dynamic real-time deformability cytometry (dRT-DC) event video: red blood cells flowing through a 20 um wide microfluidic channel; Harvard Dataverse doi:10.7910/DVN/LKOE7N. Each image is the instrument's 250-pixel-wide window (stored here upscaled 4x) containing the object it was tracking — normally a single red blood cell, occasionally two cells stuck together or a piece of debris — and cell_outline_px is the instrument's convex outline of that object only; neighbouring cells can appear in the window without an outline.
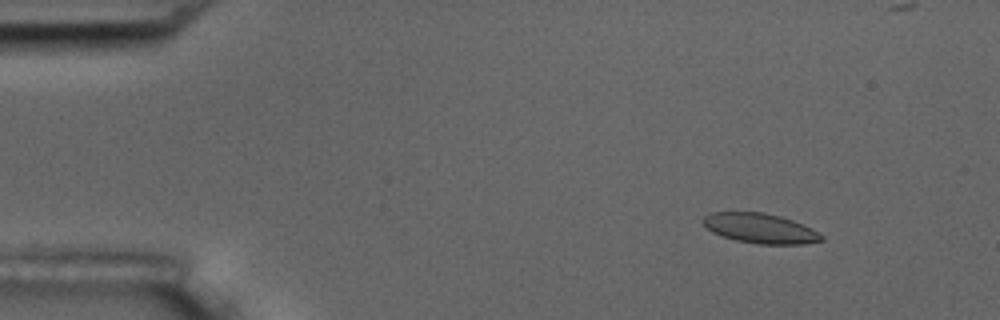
{"species": "common noctule bat (a hibernating species)", "species_latin": "Nyctalus noctula", "temperature_condition": "room temperature", "stored_images_in_passage": 5, "segment_of_instrument_passage": [1, 2], "camera_frame_rate_fps": 3000, "um_per_image_px": 0.085, "animal": {"sex": "male", "body_mass_g": 17.5, "forearm_length_mm": 52.3}, "frame": {"image": 1, "passage_image": 2, "time_ms": 1.333, "image_size_px": [1000, 320], "cell_outline_px": [[824, 240], [804, 244], [756, 244], [736, 240], [720, 236], [712, 232], [704, 224], [704, 216], [708, 212], [764, 212], [780, 216], [792, 220], [812, 228], [824, 236]], "centroid_in_image_um": [64.63, 19.41], "position_along_channel_um": 20.4, "area_um2": 20.69}}